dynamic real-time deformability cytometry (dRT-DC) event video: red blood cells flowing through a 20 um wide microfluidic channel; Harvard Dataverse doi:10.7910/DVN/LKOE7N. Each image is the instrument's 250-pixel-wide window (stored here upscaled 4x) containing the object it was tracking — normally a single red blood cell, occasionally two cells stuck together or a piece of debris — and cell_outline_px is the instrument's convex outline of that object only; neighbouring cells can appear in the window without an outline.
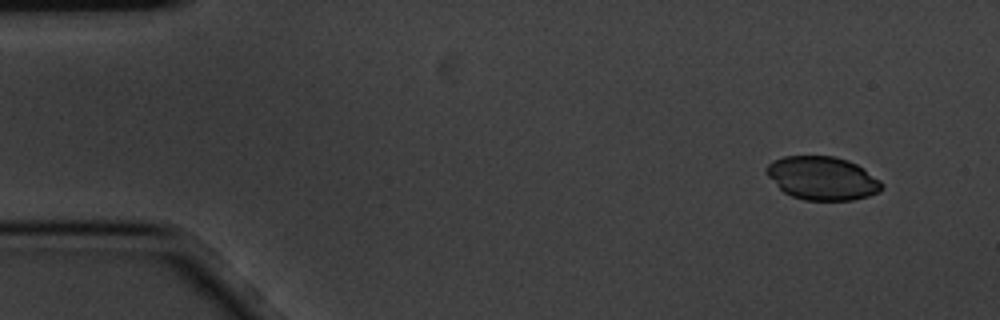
{"species": "common noctule bat (a hibernating species)", "species_latin": "Nyctalus noctula", "temperature_condition": "cold", "stored_images_in_passage": 5, "camera_frame_rate_fps": 3000, "um_per_image_px": 0.085, "animal": {"sex": "male", "body_mass_g": 20.1, "forearm_length_mm": 53.5}, "frame": {"image": 1, "passage_image": 1, "time_ms": 0.0, "image_size_px": [1000, 320], "cell_outline_px": [[884, 184], [880, 192], [868, 196], [852, 200], [804, 200], [792, 196], [784, 192], [768, 176], [764, 168], [772, 160], [784, 156], [836, 156], [848, 160], [856, 164], [880, 180]], "centroid_in_image_um": [69.9, 15.14], "position_along_channel_um": 15.1, "area_um2": 29.19}}